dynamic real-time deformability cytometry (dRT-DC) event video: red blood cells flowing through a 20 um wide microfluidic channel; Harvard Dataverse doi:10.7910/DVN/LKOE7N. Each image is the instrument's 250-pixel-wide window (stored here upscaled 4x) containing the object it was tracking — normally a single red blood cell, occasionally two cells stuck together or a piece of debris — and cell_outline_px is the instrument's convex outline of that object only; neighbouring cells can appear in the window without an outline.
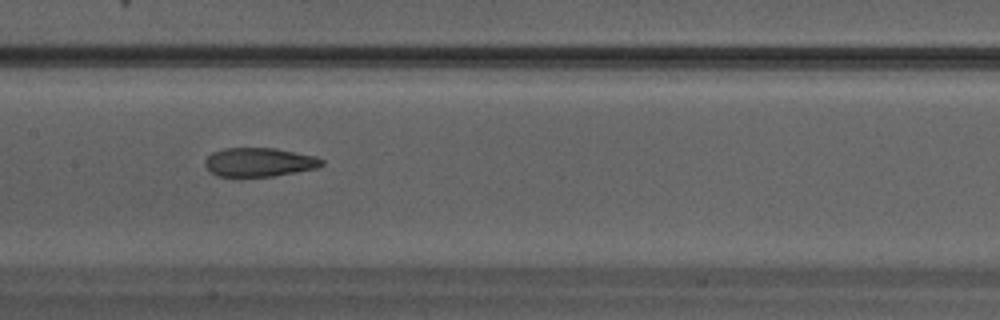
{"species": "Egyptian fruit bat (a non-hibernating species)", "species_latin": "Rousettus aegyptiacus", "temperature_condition": "warm", "stored_images_in_passage": 25, "camera_frame_rate_fps": 3000, "um_per_image_px": 0.085, "animal": {"sex": "male"}, "frame": {"image": 1, "passage_image": 8, "time_ms": 2.333, "image_size_px": [1000, 320], "cell_outline_px": [[324, 164], [316, 168], [272, 176], [216, 176], [204, 164], [204, 160], [212, 152], [224, 148], [276, 148], [312, 156], [324, 160]], "centroid_in_image_um": [22.0, 13.78], "position_along_channel_um": 185.4, "area_um2": 19.36}}